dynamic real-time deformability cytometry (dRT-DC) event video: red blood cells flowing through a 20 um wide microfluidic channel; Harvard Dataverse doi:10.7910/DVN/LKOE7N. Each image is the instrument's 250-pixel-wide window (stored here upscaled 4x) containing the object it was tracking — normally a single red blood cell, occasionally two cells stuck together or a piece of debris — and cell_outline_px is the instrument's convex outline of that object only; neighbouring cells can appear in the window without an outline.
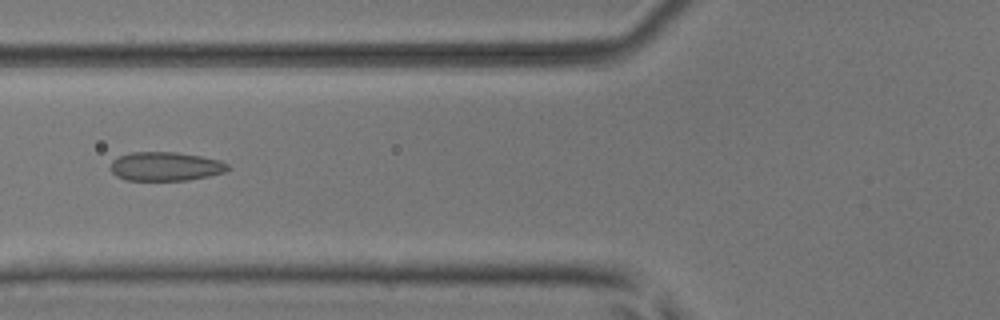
{"species": "common noctule bat (a hibernating species)", "species_latin": "Nyctalus noctula", "temperature_condition": "room temperature", "stored_images_in_passage": 35, "camera_frame_rate_fps": 3000, "um_per_image_px": 0.085, "animal": {"sex": "male", "body_mass_g": 17.9, "forearm_length_mm": 54.2}, "frame": {"image": 1, "passage_image": 5, "time_ms": 1.333, "image_size_px": [1000, 320], "cell_outline_px": [[232, 168], [224, 172], [208, 176], [188, 180], [124, 180], [116, 176], [108, 168], [112, 160], [128, 152], [176, 152], [200, 156], [220, 160], [228, 164]], "centroid_in_image_um": [14.04, 14.14], "position_along_channel_um": 111.8, "area_um2": 19.94}}
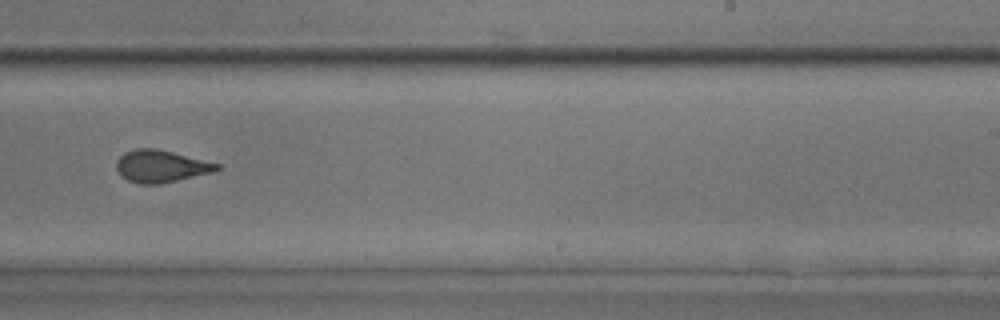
{"frame": {"image": 2, "passage_image": 17, "time_ms": 5.333, "image_size_px": [1000, 320], "cell_outline_px": [[220, 168], [216, 172], [156, 184], [140, 184], [128, 180], [120, 176], [116, 168], [116, 160], [124, 152], [136, 148], [156, 148], [220, 164]], "centroid_in_image_um": [13.66, 14.12], "position_along_channel_um": 275.3, "area_um2": 18.84}}
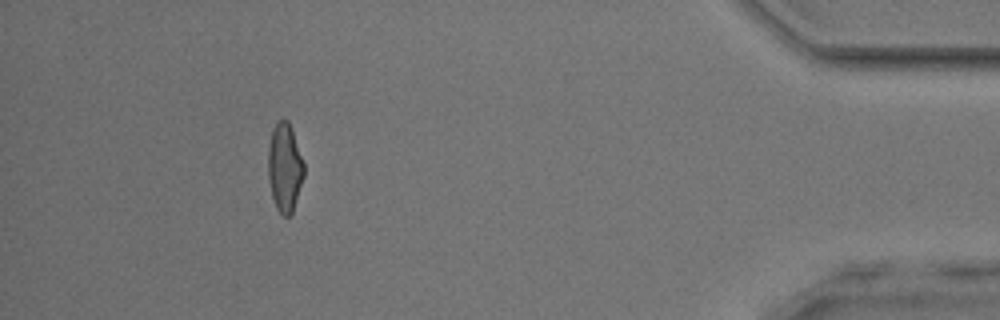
{"frame": {"image": 3, "passage_image": 31, "time_ms": 10.0, "image_size_px": [1000, 320], "cell_outline_px": [[304, 176], [292, 212], [288, 216], [284, 216], [276, 208], [272, 196], [268, 176], [268, 148], [272, 128], [276, 120], [288, 120], [292, 128], [304, 164]], "centroid_in_image_um": [24.19, 14.19], "position_along_channel_um": 411.0, "area_um2": 18.5}, "authors_computed_cell_mechanics": {"area_um2": 18.8428, "velocity_mm_per_s": 4.1016, "shape_relaxation_time_tau1_ms": 9.8247, "shape_relaxation_time_tau2_ms": 1.0144, "deformation_change_tau1": 0.2082, "deformation_change_tau2": 0.0704}}